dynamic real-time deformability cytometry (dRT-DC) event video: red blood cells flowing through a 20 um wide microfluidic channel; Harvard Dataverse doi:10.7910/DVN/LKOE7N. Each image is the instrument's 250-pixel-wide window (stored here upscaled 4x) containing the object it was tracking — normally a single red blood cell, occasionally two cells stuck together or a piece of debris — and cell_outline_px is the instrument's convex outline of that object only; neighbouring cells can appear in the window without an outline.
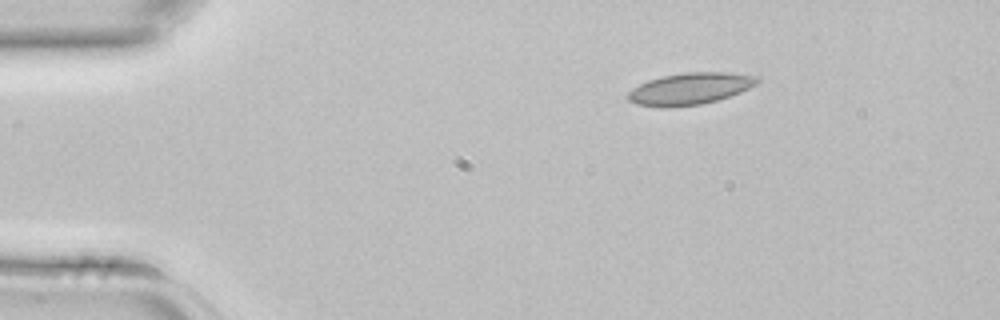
{"species": "common noctule bat (a hibernating species)", "species_latin": "Nyctalus noctula", "temperature_condition": "room temperature", "stored_images_in_passage": 4, "camera_frame_rate_fps": 3000, "um_per_image_px": 0.085, "animal": {"sex": "female", "body_mass_g": 22.7, "forearm_length_mm": 54.2}, "frame": {"image": 1, "passage_image": 4, "time_ms": 1.0, "image_size_px": [1000, 320], "cell_outline_px": [[760, 80], [756, 84], [740, 92], [716, 100], [700, 104], [668, 108], [660, 108], [636, 104], [628, 100], [628, 92], [632, 88], [648, 80], [664, 76], [684, 72], [728, 72], [760, 76]], "centroid_in_image_um": [58.64, 7.54], "position_along_channel_um": 26.4, "area_um2": 23.99}}